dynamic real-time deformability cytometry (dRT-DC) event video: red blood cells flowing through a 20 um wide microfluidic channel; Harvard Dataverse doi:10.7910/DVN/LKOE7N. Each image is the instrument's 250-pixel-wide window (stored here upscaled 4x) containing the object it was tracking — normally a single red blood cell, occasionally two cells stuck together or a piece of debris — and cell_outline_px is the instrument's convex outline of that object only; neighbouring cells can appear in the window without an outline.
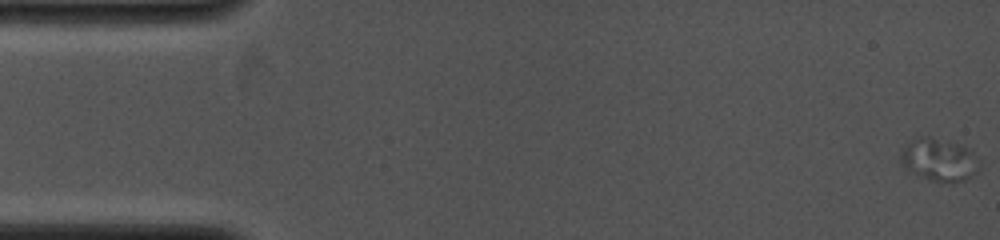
{"species": "common noctule bat (a hibernating species)", "species_latin": "Nyctalus noctula", "temperature_condition": "cold", "stored_images_in_passage": 17, "camera_frame_rate_fps": 4000, "um_per_image_px": 0.085, "animal": {"sex": "female", "body_mass_g": 19.0, "forearm_length_mm": 53.3}, "frame": {"image": 1, "passage_image": 1, "time_ms": 0.0, "image_size_px": [1000, 240], "cell_outline_px": [[980, 168], [976, 172], [964, 180], [952, 184], [932, 180], [912, 172], [904, 168], [900, 160], [900, 156], [904, 144], [920, 136], [928, 136], [956, 144], [972, 152]], "centroid_in_image_um": [79.77, 13.6], "position_along_channel_um": 5.2, "area_um2": 19.19}}
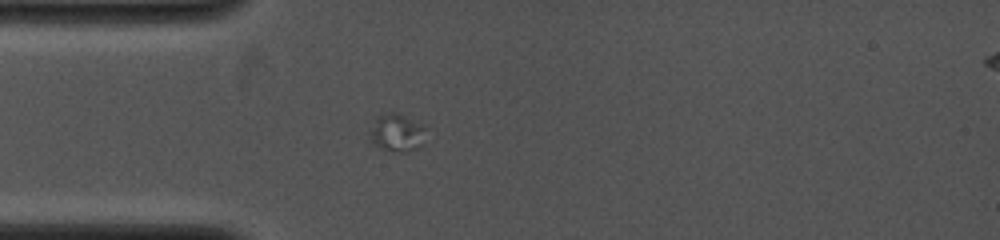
{"frame": {"image": 2, "passage_image": 15, "time_ms": 4.25, "image_size_px": [1000, 240], "cell_outline_px": [[424, 144], [408, 152], [400, 152], [384, 148], [372, 144], [368, 140], [368, 132], [376, 120], [380, 116], [392, 112], [396, 112], [424, 124]], "centroid_in_image_um": [33.73, 11.29], "position_along_channel_um": 51.3, "area_um2": 12.31}}